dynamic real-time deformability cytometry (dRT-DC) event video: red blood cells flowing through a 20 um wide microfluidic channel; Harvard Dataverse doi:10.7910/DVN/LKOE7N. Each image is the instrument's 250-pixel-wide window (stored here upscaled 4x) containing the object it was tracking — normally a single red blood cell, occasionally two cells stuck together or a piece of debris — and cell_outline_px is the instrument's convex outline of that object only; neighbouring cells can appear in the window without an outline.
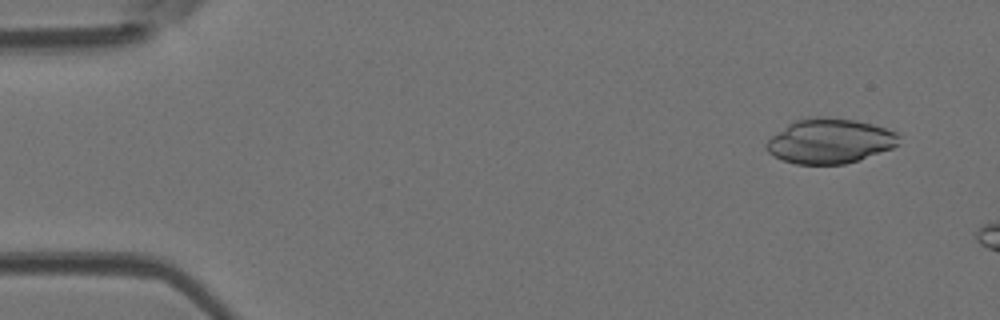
{"species": "Egyptian fruit bat (a non-hibernating species)", "species_latin": "Rousettus aegyptiacus", "temperature_condition": "room temperature", "stored_images_in_passage": 9, "camera_frame_rate_fps": 3000, "um_per_image_px": 0.085, "animal": {"sex": "female"}, "frame": {"image": 1, "passage_image": 4, "time_ms": 1.0, "image_size_px": [1000, 320], "cell_outline_px": [[900, 144], [892, 148], [860, 160], [844, 164], [796, 164], [772, 156], [764, 148], [764, 144], [772, 136], [788, 124], [796, 120], [816, 116], [820, 116], [856, 120], [872, 124], [900, 132]], "centroid_in_image_um": [70.56, 11.99], "position_along_channel_um": 14.4, "area_um2": 34.91}}